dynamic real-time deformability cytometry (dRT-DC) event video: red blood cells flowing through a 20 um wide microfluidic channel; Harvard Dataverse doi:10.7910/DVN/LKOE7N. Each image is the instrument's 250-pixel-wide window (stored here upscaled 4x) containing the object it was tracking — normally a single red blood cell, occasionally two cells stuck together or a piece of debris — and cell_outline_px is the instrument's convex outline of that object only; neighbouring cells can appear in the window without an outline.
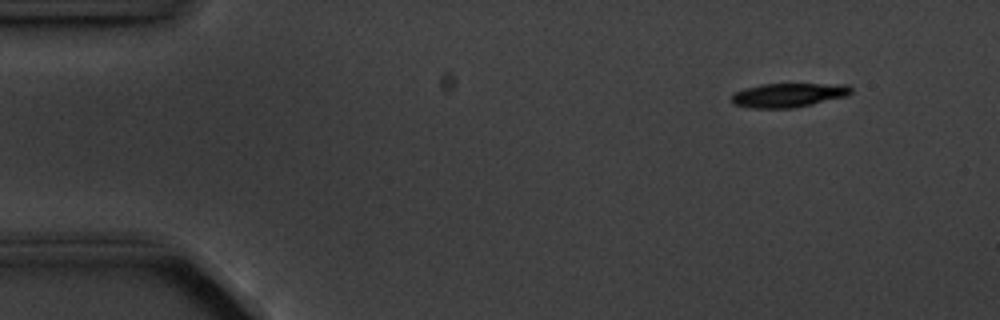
{"species": "common noctule bat (a hibernating species)", "species_latin": "Nyctalus noctula", "temperature_condition": "cold", "stored_images_in_passage": 4, "camera_frame_rate_fps": 3000, "um_per_image_px": 0.085, "animal": {"sex": "male", "body_mass_g": 20.1, "forearm_length_mm": 53.5}, "frame": {"image": 1, "passage_image": 1, "time_ms": 0.0, "image_size_px": [1000, 320], "cell_outline_px": [[852, 92], [848, 96], [812, 104], [792, 108], [748, 108], [732, 104], [732, 96], [736, 92], [744, 88], [760, 84], [848, 84], [852, 88]], "centroid_in_image_um": [67.03, 8.08], "position_along_channel_um": 18.0, "area_um2": 16.88}}